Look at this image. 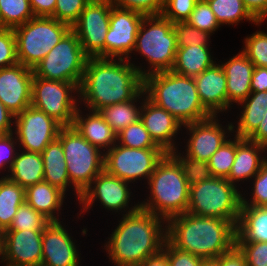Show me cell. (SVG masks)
Returning <instances> with one entry per match:
<instances>
[{"mask_svg":"<svg viewBox=\"0 0 267 266\" xmlns=\"http://www.w3.org/2000/svg\"><path fill=\"white\" fill-rule=\"evenodd\" d=\"M186 22L195 28L214 34L221 28L206 0H199Z\"/></svg>","mask_w":267,"mask_h":266,"instance_id":"7bdbcfd3","label":"cell"},{"mask_svg":"<svg viewBox=\"0 0 267 266\" xmlns=\"http://www.w3.org/2000/svg\"><path fill=\"white\" fill-rule=\"evenodd\" d=\"M58 139L63 146L71 185L82 195L104 170V153L85 140L73 126L62 127Z\"/></svg>","mask_w":267,"mask_h":266,"instance_id":"ba28073f","label":"cell"},{"mask_svg":"<svg viewBox=\"0 0 267 266\" xmlns=\"http://www.w3.org/2000/svg\"><path fill=\"white\" fill-rule=\"evenodd\" d=\"M90 1L91 0H56L52 18L72 27Z\"/></svg>","mask_w":267,"mask_h":266,"instance_id":"ee69618b","label":"cell"},{"mask_svg":"<svg viewBox=\"0 0 267 266\" xmlns=\"http://www.w3.org/2000/svg\"><path fill=\"white\" fill-rule=\"evenodd\" d=\"M224 144L210 157L208 165L213 177L227 178L234 163L236 154V135H232Z\"/></svg>","mask_w":267,"mask_h":266,"instance_id":"74e56055","label":"cell"},{"mask_svg":"<svg viewBox=\"0 0 267 266\" xmlns=\"http://www.w3.org/2000/svg\"><path fill=\"white\" fill-rule=\"evenodd\" d=\"M266 154L267 148L265 146L252 142L247 138L236 136L235 159L229 176L226 179L243 190L244 187H241L242 184L244 183L245 185L248 182L250 185V180L260 171L261 166L267 161Z\"/></svg>","mask_w":267,"mask_h":266,"instance_id":"603a6c76","label":"cell"},{"mask_svg":"<svg viewBox=\"0 0 267 266\" xmlns=\"http://www.w3.org/2000/svg\"><path fill=\"white\" fill-rule=\"evenodd\" d=\"M173 29L176 34L177 47H189L193 45L210 46L212 44L211 36L213 34L199 30L187 22H176L173 25Z\"/></svg>","mask_w":267,"mask_h":266,"instance_id":"b9f144b4","label":"cell"},{"mask_svg":"<svg viewBox=\"0 0 267 266\" xmlns=\"http://www.w3.org/2000/svg\"><path fill=\"white\" fill-rule=\"evenodd\" d=\"M168 259L170 266H201L203 258L192 253L182 251L172 246L167 240L162 250Z\"/></svg>","mask_w":267,"mask_h":266,"instance_id":"f907efd6","label":"cell"},{"mask_svg":"<svg viewBox=\"0 0 267 266\" xmlns=\"http://www.w3.org/2000/svg\"><path fill=\"white\" fill-rule=\"evenodd\" d=\"M237 108L241 110L236 117L238 121H232L233 134L248 138L257 129L267 111V91L251 92Z\"/></svg>","mask_w":267,"mask_h":266,"instance_id":"83f0119b","label":"cell"},{"mask_svg":"<svg viewBox=\"0 0 267 266\" xmlns=\"http://www.w3.org/2000/svg\"><path fill=\"white\" fill-rule=\"evenodd\" d=\"M216 16L220 26L238 25L244 21L260 27L263 21H257L246 9L243 0H206ZM244 20V21H243Z\"/></svg>","mask_w":267,"mask_h":266,"instance_id":"836d02e7","label":"cell"},{"mask_svg":"<svg viewBox=\"0 0 267 266\" xmlns=\"http://www.w3.org/2000/svg\"><path fill=\"white\" fill-rule=\"evenodd\" d=\"M7 178L26 189L44 179L43 158L40 153L19 149Z\"/></svg>","mask_w":267,"mask_h":266,"instance_id":"4dcf8cb0","label":"cell"},{"mask_svg":"<svg viewBox=\"0 0 267 266\" xmlns=\"http://www.w3.org/2000/svg\"><path fill=\"white\" fill-rule=\"evenodd\" d=\"M218 62L226 74L227 111H231L233 106L244 101L251 93V79L255 66L241 50L229 57V60Z\"/></svg>","mask_w":267,"mask_h":266,"instance_id":"cb8c5ba5","label":"cell"},{"mask_svg":"<svg viewBox=\"0 0 267 266\" xmlns=\"http://www.w3.org/2000/svg\"><path fill=\"white\" fill-rule=\"evenodd\" d=\"M2 28L15 29L25 24L35 15L29 0H0Z\"/></svg>","mask_w":267,"mask_h":266,"instance_id":"e575fe53","label":"cell"},{"mask_svg":"<svg viewBox=\"0 0 267 266\" xmlns=\"http://www.w3.org/2000/svg\"><path fill=\"white\" fill-rule=\"evenodd\" d=\"M15 116L0 101V135L12 133Z\"/></svg>","mask_w":267,"mask_h":266,"instance_id":"9f6ffc18","label":"cell"},{"mask_svg":"<svg viewBox=\"0 0 267 266\" xmlns=\"http://www.w3.org/2000/svg\"><path fill=\"white\" fill-rule=\"evenodd\" d=\"M166 153L161 148H128L116 143L104 153V170L128 183L148 181ZM145 179V180H144Z\"/></svg>","mask_w":267,"mask_h":266,"instance_id":"4fadbf2b","label":"cell"},{"mask_svg":"<svg viewBox=\"0 0 267 266\" xmlns=\"http://www.w3.org/2000/svg\"><path fill=\"white\" fill-rule=\"evenodd\" d=\"M245 37L241 51L254 66L267 67V32L257 30Z\"/></svg>","mask_w":267,"mask_h":266,"instance_id":"ab89813d","label":"cell"},{"mask_svg":"<svg viewBox=\"0 0 267 266\" xmlns=\"http://www.w3.org/2000/svg\"><path fill=\"white\" fill-rule=\"evenodd\" d=\"M66 197L63 191L45 181L25 189V202L50 221H60Z\"/></svg>","mask_w":267,"mask_h":266,"instance_id":"484cf974","label":"cell"},{"mask_svg":"<svg viewBox=\"0 0 267 266\" xmlns=\"http://www.w3.org/2000/svg\"><path fill=\"white\" fill-rule=\"evenodd\" d=\"M267 91V67H254L251 92Z\"/></svg>","mask_w":267,"mask_h":266,"instance_id":"11a10c76","label":"cell"},{"mask_svg":"<svg viewBox=\"0 0 267 266\" xmlns=\"http://www.w3.org/2000/svg\"><path fill=\"white\" fill-rule=\"evenodd\" d=\"M71 30L65 23L52 17H34L13 29L18 62L34 67Z\"/></svg>","mask_w":267,"mask_h":266,"instance_id":"9c48e42d","label":"cell"},{"mask_svg":"<svg viewBox=\"0 0 267 266\" xmlns=\"http://www.w3.org/2000/svg\"><path fill=\"white\" fill-rule=\"evenodd\" d=\"M63 126L46 113L29 106L15 116L13 133L19 149L42 153L56 138Z\"/></svg>","mask_w":267,"mask_h":266,"instance_id":"9a60e30c","label":"cell"},{"mask_svg":"<svg viewBox=\"0 0 267 266\" xmlns=\"http://www.w3.org/2000/svg\"><path fill=\"white\" fill-rule=\"evenodd\" d=\"M4 256V231L0 230V263L3 262Z\"/></svg>","mask_w":267,"mask_h":266,"instance_id":"91938a15","label":"cell"},{"mask_svg":"<svg viewBox=\"0 0 267 266\" xmlns=\"http://www.w3.org/2000/svg\"><path fill=\"white\" fill-rule=\"evenodd\" d=\"M143 77L127 59L89 57L79 86V104L91 111L134 99Z\"/></svg>","mask_w":267,"mask_h":266,"instance_id":"6da1fadb","label":"cell"},{"mask_svg":"<svg viewBox=\"0 0 267 266\" xmlns=\"http://www.w3.org/2000/svg\"><path fill=\"white\" fill-rule=\"evenodd\" d=\"M236 242H267V206H241Z\"/></svg>","mask_w":267,"mask_h":266,"instance_id":"f546056e","label":"cell"},{"mask_svg":"<svg viewBox=\"0 0 267 266\" xmlns=\"http://www.w3.org/2000/svg\"><path fill=\"white\" fill-rule=\"evenodd\" d=\"M250 181L252 182L250 186L251 191L249 187L248 189L244 190V193L243 191L241 193V206H267V161L261 166L260 171ZM246 191L247 193H245ZM248 194H250V197H248Z\"/></svg>","mask_w":267,"mask_h":266,"instance_id":"60d3db41","label":"cell"},{"mask_svg":"<svg viewBox=\"0 0 267 266\" xmlns=\"http://www.w3.org/2000/svg\"><path fill=\"white\" fill-rule=\"evenodd\" d=\"M146 97L165 109L182 125L213 116L201 103L194 78L170 71L156 72L143 78Z\"/></svg>","mask_w":267,"mask_h":266,"instance_id":"277c9868","label":"cell"},{"mask_svg":"<svg viewBox=\"0 0 267 266\" xmlns=\"http://www.w3.org/2000/svg\"><path fill=\"white\" fill-rule=\"evenodd\" d=\"M80 108L76 111L72 126L85 140L105 153L117 143V134L99 111Z\"/></svg>","mask_w":267,"mask_h":266,"instance_id":"d4e9b609","label":"cell"},{"mask_svg":"<svg viewBox=\"0 0 267 266\" xmlns=\"http://www.w3.org/2000/svg\"><path fill=\"white\" fill-rule=\"evenodd\" d=\"M16 38L13 29H0V69L18 64Z\"/></svg>","mask_w":267,"mask_h":266,"instance_id":"bcb514c9","label":"cell"},{"mask_svg":"<svg viewBox=\"0 0 267 266\" xmlns=\"http://www.w3.org/2000/svg\"><path fill=\"white\" fill-rule=\"evenodd\" d=\"M0 29H2V18H1V15H0Z\"/></svg>","mask_w":267,"mask_h":266,"instance_id":"6125c7cd","label":"cell"},{"mask_svg":"<svg viewBox=\"0 0 267 266\" xmlns=\"http://www.w3.org/2000/svg\"><path fill=\"white\" fill-rule=\"evenodd\" d=\"M43 158L44 179L54 187L63 191L66 195L67 192H74L76 201L79 202L81 195L73 189L70 178L67 172L66 161L61 141L56 138L43 150L41 153ZM70 188V189H68Z\"/></svg>","mask_w":267,"mask_h":266,"instance_id":"4316f807","label":"cell"},{"mask_svg":"<svg viewBox=\"0 0 267 266\" xmlns=\"http://www.w3.org/2000/svg\"><path fill=\"white\" fill-rule=\"evenodd\" d=\"M116 7L139 11L145 15H160L164 0H109Z\"/></svg>","mask_w":267,"mask_h":266,"instance_id":"681fc988","label":"cell"},{"mask_svg":"<svg viewBox=\"0 0 267 266\" xmlns=\"http://www.w3.org/2000/svg\"><path fill=\"white\" fill-rule=\"evenodd\" d=\"M242 191L226 178L212 177L189 187L187 212L231 221L240 217Z\"/></svg>","mask_w":267,"mask_h":266,"instance_id":"52a82bcc","label":"cell"},{"mask_svg":"<svg viewBox=\"0 0 267 266\" xmlns=\"http://www.w3.org/2000/svg\"><path fill=\"white\" fill-rule=\"evenodd\" d=\"M246 9L257 21L267 18V0H243Z\"/></svg>","mask_w":267,"mask_h":266,"instance_id":"db71d44e","label":"cell"},{"mask_svg":"<svg viewBox=\"0 0 267 266\" xmlns=\"http://www.w3.org/2000/svg\"><path fill=\"white\" fill-rule=\"evenodd\" d=\"M139 266H170L166 254L161 251L146 258Z\"/></svg>","mask_w":267,"mask_h":266,"instance_id":"680465c9","label":"cell"},{"mask_svg":"<svg viewBox=\"0 0 267 266\" xmlns=\"http://www.w3.org/2000/svg\"><path fill=\"white\" fill-rule=\"evenodd\" d=\"M147 186L150 192L139 201L141 208L165 220L187 212L190 186L179 162L170 153L158 162Z\"/></svg>","mask_w":267,"mask_h":266,"instance_id":"5b68a950","label":"cell"},{"mask_svg":"<svg viewBox=\"0 0 267 266\" xmlns=\"http://www.w3.org/2000/svg\"><path fill=\"white\" fill-rule=\"evenodd\" d=\"M140 120L154 143L165 153L178 148L177 135L181 136L183 125L165 109L150 101L144 92ZM176 140V141H175Z\"/></svg>","mask_w":267,"mask_h":266,"instance_id":"ffe728a7","label":"cell"},{"mask_svg":"<svg viewBox=\"0 0 267 266\" xmlns=\"http://www.w3.org/2000/svg\"><path fill=\"white\" fill-rule=\"evenodd\" d=\"M63 223L51 221L43 230L41 266H81L79 244Z\"/></svg>","mask_w":267,"mask_h":266,"instance_id":"ac0fdd59","label":"cell"},{"mask_svg":"<svg viewBox=\"0 0 267 266\" xmlns=\"http://www.w3.org/2000/svg\"><path fill=\"white\" fill-rule=\"evenodd\" d=\"M117 143L128 148H160L158 147L141 120L130 124L117 134Z\"/></svg>","mask_w":267,"mask_h":266,"instance_id":"f35d334b","label":"cell"},{"mask_svg":"<svg viewBox=\"0 0 267 266\" xmlns=\"http://www.w3.org/2000/svg\"><path fill=\"white\" fill-rule=\"evenodd\" d=\"M199 0H164L161 15L172 23L186 22Z\"/></svg>","mask_w":267,"mask_h":266,"instance_id":"f6af8a7d","label":"cell"},{"mask_svg":"<svg viewBox=\"0 0 267 266\" xmlns=\"http://www.w3.org/2000/svg\"><path fill=\"white\" fill-rule=\"evenodd\" d=\"M145 14L112 5L105 38V58L131 61L139 26Z\"/></svg>","mask_w":267,"mask_h":266,"instance_id":"e0dca14e","label":"cell"},{"mask_svg":"<svg viewBox=\"0 0 267 266\" xmlns=\"http://www.w3.org/2000/svg\"><path fill=\"white\" fill-rule=\"evenodd\" d=\"M143 100L144 90L132 100L103 107L99 110V113L113 131L118 134L130 124H134L140 120Z\"/></svg>","mask_w":267,"mask_h":266,"instance_id":"1f68e13d","label":"cell"},{"mask_svg":"<svg viewBox=\"0 0 267 266\" xmlns=\"http://www.w3.org/2000/svg\"><path fill=\"white\" fill-rule=\"evenodd\" d=\"M218 266H247L244 255L235 246L231 251L215 258Z\"/></svg>","mask_w":267,"mask_h":266,"instance_id":"816d5d0a","label":"cell"},{"mask_svg":"<svg viewBox=\"0 0 267 266\" xmlns=\"http://www.w3.org/2000/svg\"><path fill=\"white\" fill-rule=\"evenodd\" d=\"M35 17H52L56 6V0H29Z\"/></svg>","mask_w":267,"mask_h":266,"instance_id":"f5cc1de1","label":"cell"},{"mask_svg":"<svg viewBox=\"0 0 267 266\" xmlns=\"http://www.w3.org/2000/svg\"><path fill=\"white\" fill-rule=\"evenodd\" d=\"M88 58L77 35L70 30L34 67L33 74L43 79L80 86Z\"/></svg>","mask_w":267,"mask_h":266,"instance_id":"30bf717a","label":"cell"},{"mask_svg":"<svg viewBox=\"0 0 267 266\" xmlns=\"http://www.w3.org/2000/svg\"><path fill=\"white\" fill-rule=\"evenodd\" d=\"M19 151V144L14 133L0 135V175L1 178L7 177L10 167ZM7 171V172H6ZM6 172V174H5Z\"/></svg>","mask_w":267,"mask_h":266,"instance_id":"7dc6e473","label":"cell"},{"mask_svg":"<svg viewBox=\"0 0 267 266\" xmlns=\"http://www.w3.org/2000/svg\"><path fill=\"white\" fill-rule=\"evenodd\" d=\"M43 231H4L3 266H41Z\"/></svg>","mask_w":267,"mask_h":266,"instance_id":"44dd1931","label":"cell"},{"mask_svg":"<svg viewBox=\"0 0 267 266\" xmlns=\"http://www.w3.org/2000/svg\"><path fill=\"white\" fill-rule=\"evenodd\" d=\"M114 175L103 170L93 180L90 186L82 193L79 200V207L81 211L77 213V218L81 217L91 210L95 202H99V206L107 211H112L121 216L133 212L140 207L138 202L131 203L134 196L131 191L132 185ZM133 195V196H132ZM131 205L129 206V204ZM136 203V204H135Z\"/></svg>","mask_w":267,"mask_h":266,"instance_id":"7c38bea8","label":"cell"},{"mask_svg":"<svg viewBox=\"0 0 267 266\" xmlns=\"http://www.w3.org/2000/svg\"><path fill=\"white\" fill-rule=\"evenodd\" d=\"M166 237L179 250L213 259L236 246V226L228 220L185 212L166 220Z\"/></svg>","mask_w":267,"mask_h":266,"instance_id":"3957f363","label":"cell"},{"mask_svg":"<svg viewBox=\"0 0 267 266\" xmlns=\"http://www.w3.org/2000/svg\"><path fill=\"white\" fill-rule=\"evenodd\" d=\"M247 139L267 148V111L257 129Z\"/></svg>","mask_w":267,"mask_h":266,"instance_id":"6f0895ef","label":"cell"},{"mask_svg":"<svg viewBox=\"0 0 267 266\" xmlns=\"http://www.w3.org/2000/svg\"><path fill=\"white\" fill-rule=\"evenodd\" d=\"M111 8L109 0H91L71 27L89 57L105 58Z\"/></svg>","mask_w":267,"mask_h":266,"instance_id":"5bb4252c","label":"cell"},{"mask_svg":"<svg viewBox=\"0 0 267 266\" xmlns=\"http://www.w3.org/2000/svg\"><path fill=\"white\" fill-rule=\"evenodd\" d=\"M201 266H218L217 260L215 258L213 259H203Z\"/></svg>","mask_w":267,"mask_h":266,"instance_id":"94428289","label":"cell"},{"mask_svg":"<svg viewBox=\"0 0 267 266\" xmlns=\"http://www.w3.org/2000/svg\"><path fill=\"white\" fill-rule=\"evenodd\" d=\"M25 203V189L9 178L0 177V230H7L18 208Z\"/></svg>","mask_w":267,"mask_h":266,"instance_id":"d6a6232c","label":"cell"},{"mask_svg":"<svg viewBox=\"0 0 267 266\" xmlns=\"http://www.w3.org/2000/svg\"><path fill=\"white\" fill-rule=\"evenodd\" d=\"M50 222L42 213L25 202L18 208L10 227L5 231H43Z\"/></svg>","mask_w":267,"mask_h":266,"instance_id":"8d00e7d4","label":"cell"},{"mask_svg":"<svg viewBox=\"0 0 267 266\" xmlns=\"http://www.w3.org/2000/svg\"><path fill=\"white\" fill-rule=\"evenodd\" d=\"M218 117L210 118L183 125L186 136V143L183 153L193 159L208 162L210 157L233 135V123L227 121L224 126ZM189 137V138H187ZM185 151V152H184Z\"/></svg>","mask_w":267,"mask_h":266,"instance_id":"2e32d148","label":"cell"},{"mask_svg":"<svg viewBox=\"0 0 267 266\" xmlns=\"http://www.w3.org/2000/svg\"><path fill=\"white\" fill-rule=\"evenodd\" d=\"M247 266H267V242H236Z\"/></svg>","mask_w":267,"mask_h":266,"instance_id":"c3c4849f","label":"cell"},{"mask_svg":"<svg viewBox=\"0 0 267 266\" xmlns=\"http://www.w3.org/2000/svg\"><path fill=\"white\" fill-rule=\"evenodd\" d=\"M202 105L213 115L227 112V79L219 62L194 77Z\"/></svg>","mask_w":267,"mask_h":266,"instance_id":"7402d4cb","label":"cell"},{"mask_svg":"<svg viewBox=\"0 0 267 266\" xmlns=\"http://www.w3.org/2000/svg\"><path fill=\"white\" fill-rule=\"evenodd\" d=\"M33 69L20 63L0 69V101L17 116L31 106Z\"/></svg>","mask_w":267,"mask_h":266,"instance_id":"d6986e66","label":"cell"},{"mask_svg":"<svg viewBox=\"0 0 267 266\" xmlns=\"http://www.w3.org/2000/svg\"><path fill=\"white\" fill-rule=\"evenodd\" d=\"M79 105L77 84L33 76L31 106L46 113L63 127L72 126Z\"/></svg>","mask_w":267,"mask_h":266,"instance_id":"8fae6325","label":"cell"},{"mask_svg":"<svg viewBox=\"0 0 267 266\" xmlns=\"http://www.w3.org/2000/svg\"><path fill=\"white\" fill-rule=\"evenodd\" d=\"M102 247L113 266H139L163 250L166 220L141 207L118 219Z\"/></svg>","mask_w":267,"mask_h":266,"instance_id":"7a4b0ae2","label":"cell"},{"mask_svg":"<svg viewBox=\"0 0 267 266\" xmlns=\"http://www.w3.org/2000/svg\"><path fill=\"white\" fill-rule=\"evenodd\" d=\"M210 46L193 45L177 47L175 63L172 71L188 77H196L217 61L210 52Z\"/></svg>","mask_w":267,"mask_h":266,"instance_id":"f1b7e54d","label":"cell"},{"mask_svg":"<svg viewBox=\"0 0 267 266\" xmlns=\"http://www.w3.org/2000/svg\"><path fill=\"white\" fill-rule=\"evenodd\" d=\"M170 154L179 162L189 186L210 180L213 177L208 162L185 155L183 151L179 150V147Z\"/></svg>","mask_w":267,"mask_h":266,"instance_id":"d590c367","label":"cell"},{"mask_svg":"<svg viewBox=\"0 0 267 266\" xmlns=\"http://www.w3.org/2000/svg\"><path fill=\"white\" fill-rule=\"evenodd\" d=\"M173 25L174 23L161 14L144 16L132 53L136 56L140 54L142 60L145 59L147 67L143 66L145 62L139 63V66L134 63L135 61H130L143 78L152 73L172 70L177 51Z\"/></svg>","mask_w":267,"mask_h":266,"instance_id":"8992f818","label":"cell"}]
</instances>
